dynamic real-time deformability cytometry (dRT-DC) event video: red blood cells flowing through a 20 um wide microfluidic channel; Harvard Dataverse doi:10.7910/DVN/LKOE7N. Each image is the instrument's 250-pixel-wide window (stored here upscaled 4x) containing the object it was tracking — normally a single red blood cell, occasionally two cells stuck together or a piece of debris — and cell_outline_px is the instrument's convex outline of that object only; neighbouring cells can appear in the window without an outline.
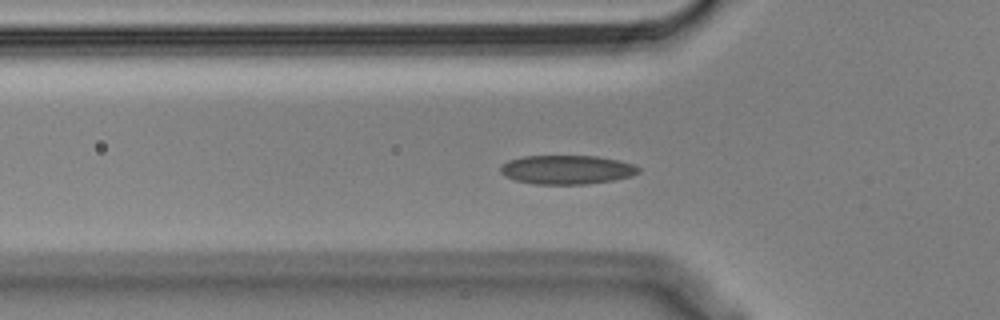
{"species": "Egyptian fruit bat (a non-hibernating species)", "species_latin": "Rousettus aegyptiacus", "temperature_condition": "cold", "stored_images_in_passage": 48, "camera_frame_rate_fps": 3000, "um_per_image_px": 0.085, "animal": {"sex": "male"}, "frame": {"image": 1, "passage_image": 17, "time_ms": 5.333, "image_size_px": [1000, 320], "cell_outline_px": [[640, 172], [632, 176], [616, 180], [588, 184], [532, 184], [516, 180], [504, 176], [500, 172], [500, 164], [508, 160], [524, 156], [596, 156], [616, 160], [632, 164], [640, 168]], "centroid_in_image_um": [48.16, 14.43], "position_along_channel_um": 77.6, "area_um2": 23.47}}
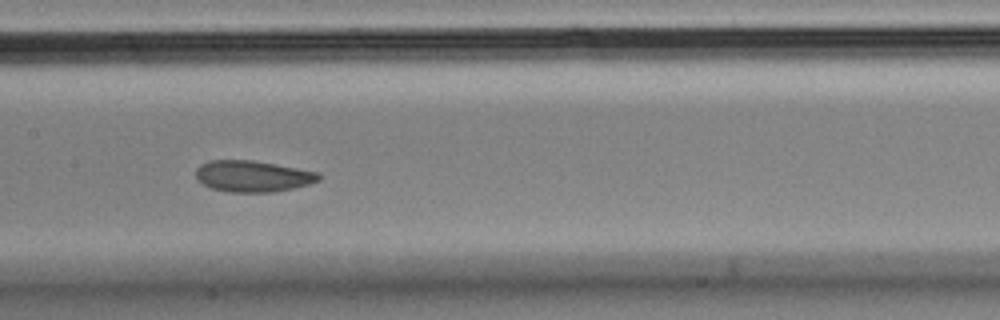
{"frame": {"image": 2, "passage_image": 26, "time_ms": 8.333, "image_size_px": [1000, 320], "cell_outline_px": [[320, 180], [308, 184], [292, 188], [272, 192], [228, 192], [212, 188], [204, 184], [196, 176], [196, 168], [200, 164], [212, 160], [252, 160], [276, 164], [320, 172]], "centroid_in_image_um": [21.5, 14.97], "position_along_channel_um": 185.9, "area_um2": 22.31}}
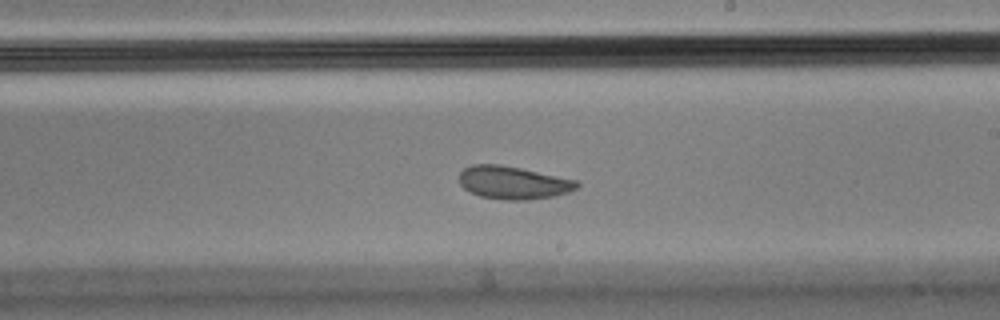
{"frame": {"image": 3, "passage_image": 31, "time_ms": 10.0, "image_size_px": [1000, 320], "cell_outline_px": [[580, 184], [576, 188], [568, 192], [552, 196], [528, 200], [504, 200], [480, 196], [468, 192], [460, 184], [460, 172], [464, 168], [472, 164], [500, 164], [520, 168], [576, 180]], "centroid_in_image_um": [43.58, 15.52], "position_along_channel_um": 245.4, "area_um2": 22.48}, "authors_computed_cell_mechanics": {"area_um2": 22.8021, "velocity_mm_per_s": 3.5819, "shape_relaxation_time_tau1_ms": 4.3783, "shape_relaxation_time_tau2_ms": 2.0764, "deformation_change_tau1": 0.1022, "deformation_change_tau2": 0.0675}}